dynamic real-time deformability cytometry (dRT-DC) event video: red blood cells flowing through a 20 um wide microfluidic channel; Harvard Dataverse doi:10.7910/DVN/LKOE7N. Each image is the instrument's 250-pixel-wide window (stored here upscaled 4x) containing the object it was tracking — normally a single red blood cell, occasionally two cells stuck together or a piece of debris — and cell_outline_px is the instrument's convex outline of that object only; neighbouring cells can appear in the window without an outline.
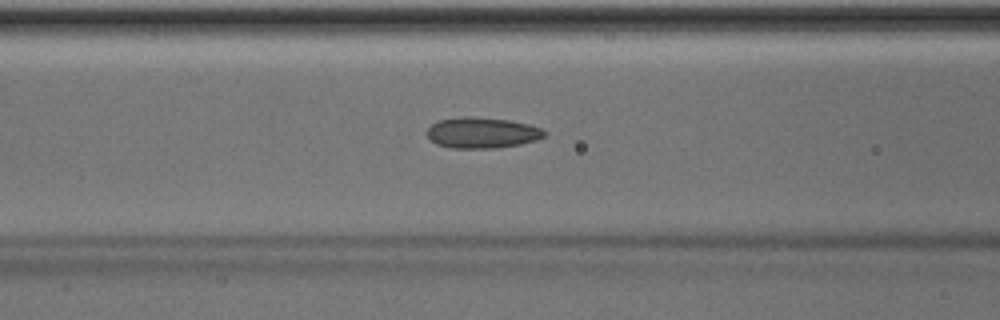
{"species": "Egyptian fruit bat (a non-hibernating species)", "species_latin": "Rousettus aegyptiacus", "temperature_condition": "room temperature", "stored_images_in_passage": 49, "camera_frame_rate_fps": 3000, "um_per_image_px": 0.085, "animal": {"sex": "male"}, "frame": {"image": 1, "passage_image": 19, "time_ms": 6.0, "image_size_px": [1000, 320], "cell_outline_px": [[548, 132], [544, 136], [536, 140], [520, 144], [496, 148], [452, 148], [436, 144], [428, 136], [428, 128], [432, 124], [440, 120], [464, 116], [472, 116], [508, 120], [528, 124], [540, 128]], "centroid_in_image_um": [40.99, 11.28], "position_along_channel_um": 125.6, "area_um2": 20.98}}
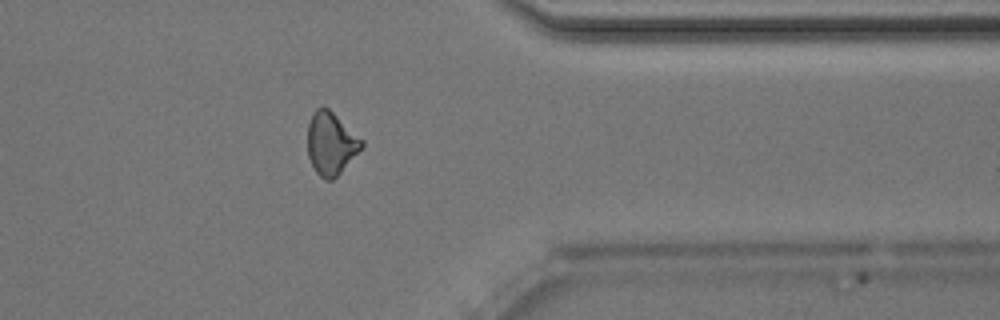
{"frame": {"image": 2, "passage_image": 39, "time_ms": 12.667, "image_size_px": [1000, 320], "cell_outline_px": [[364, 148], [332, 180], [324, 180], [316, 172], [308, 156], [308, 124], [312, 112], [316, 108], [328, 108], [364, 140]], "centroid_in_image_um": [28.15, 12.19], "position_along_channel_um": 383.2, "area_um2": 19.77}}
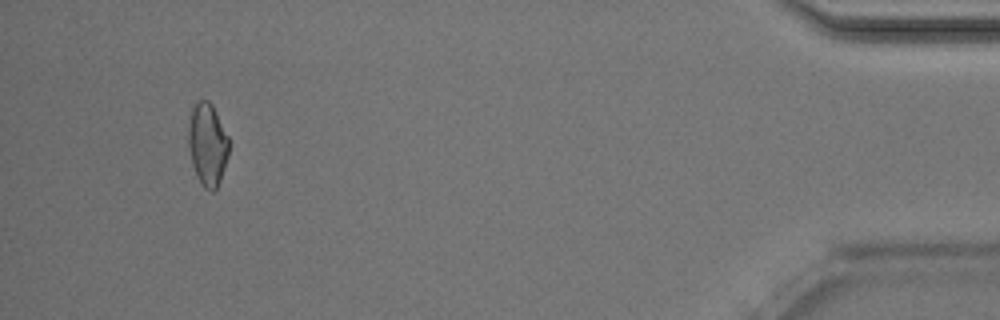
{"frame": {"image": 3, "passage_image": 46, "time_ms": 15.0, "image_size_px": [1000, 320], "cell_outline_px": [[228, 156], [220, 180], [216, 188], [212, 192], [204, 188], [196, 176], [192, 164], [188, 148], [188, 128], [192, 108], [196, 100], [208, 100], [212, 104], [228, 136]], "centroid_in_image_um": [17.62, 12.27], "position_along_channel_um": 417.6, "area_um2": 19.54}, "authors_computed_cell_mechanics": {"area_um2": 20.1722, "velocity_mm_per_s": 4.0226, "shape_relaxation_time_tau1_ms": null, "shape_relaxation_time_tau2_ms": 4.1617, "deformation_change_tau1": null, "deformation_change_tau2": 0.1022}}